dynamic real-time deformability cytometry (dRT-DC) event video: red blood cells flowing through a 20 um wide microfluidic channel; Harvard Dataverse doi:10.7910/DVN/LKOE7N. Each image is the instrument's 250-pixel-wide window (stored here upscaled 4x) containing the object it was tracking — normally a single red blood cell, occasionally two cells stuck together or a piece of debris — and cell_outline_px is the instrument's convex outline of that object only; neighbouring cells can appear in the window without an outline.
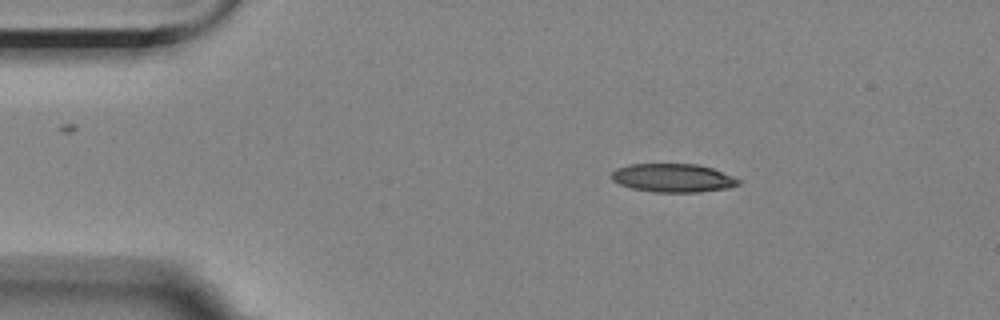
{"species": "Egyptian fruit bat (a non-hibernating species)", "species_latin": "Rousettus aegyptiacus", "temperature_condition": "room temperature", "stored_images_in_passage": 3, "camera_frame_rate_fps": 3000, "um_per_image_px": 0.085, "animal": {"sex": "female"}, "frame": {"image": 1, "passage_image": 1, "time_ms": 0.0, "image_size_px": [1000, 320], "cell_outline_px": [[740, 184], [728, 188], [700, 192], [652, 192], [632, 188], [620, 184], [612, 180], [612, 172], [616, 168], [628, 164], [696, 164], [712, 168], [732, 176], [740, 180]], "centroid_in_image_um": [57.19, 15.12], "position_along_channel_um": 27.8, "area_um2": 21.04}}
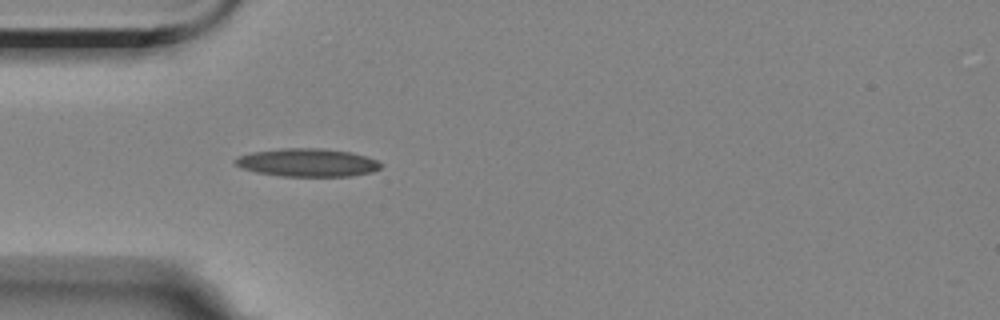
{"frame": {"image": 2, "passage_image": 3, "time_ms": 2.333, "image_size_px": [1000, 320], "cell_outline_px": [[384, 164], [380, 168], [372, 172], [348, 176], [280, 176], [256, 172], [240, 168], [232, 160], [240, 156], [252, 152], [280, 148], [320, 148], [352, 152], [368, 156]], "centroid_in_image_um": [26.14, 13.81], "position_along_channel_um": 58.9, "area_um2": 23.99}}